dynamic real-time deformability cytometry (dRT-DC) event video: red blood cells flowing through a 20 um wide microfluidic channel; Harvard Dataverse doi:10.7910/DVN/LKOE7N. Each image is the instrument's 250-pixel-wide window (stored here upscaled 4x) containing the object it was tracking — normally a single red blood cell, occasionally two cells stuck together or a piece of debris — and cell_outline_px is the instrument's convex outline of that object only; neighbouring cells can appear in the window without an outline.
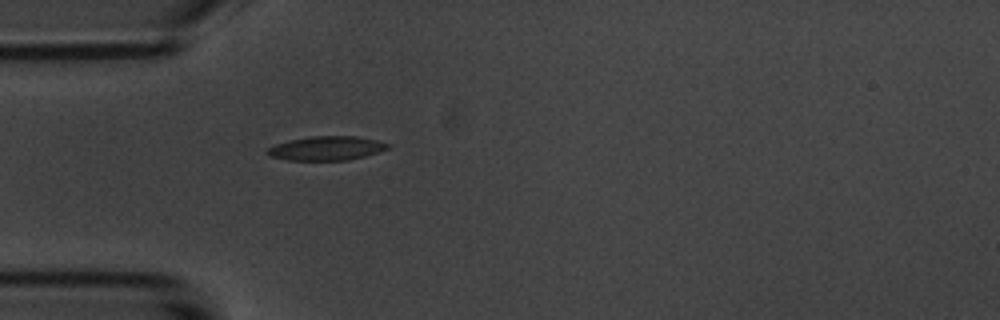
{"species": "common noctule bat (a hibernating species)", "species_latin": "Nyctalus noctula", "temperature_condition": "room temperature", "stored_images_in_passage": 1, "camera_frame_rate_fps": 3000, "um_per_image_px": 0.085, "animal": {"sex": "male", "body_mass_g": 20.1, "forearm_length_mm": 53.5}, "frame": {"image": 1, "passage_image": 1, "time_ms": 0.0, "image_size_px": [1000, 320], "cell_outline_px": [[392, 144], [388, 148], [364, 156], [348, 160], [288, 160], [268, 156], [264, 152], [268, 148], [276, 144], [292, 140], [312, 136], [356, 136], [380, 140]], "centroid_in_image_um": [27.76, 12.6], "position_along_channel_um": 57.2, "area_um2": 16.88}}